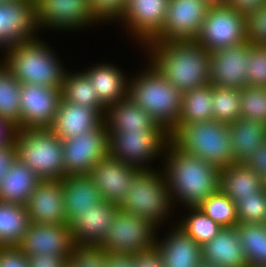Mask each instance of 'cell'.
Segmentation results:
<instances>
[{
    "label": "cell",
    "mask_w": 266,
    "mask_h": 267,
    "mask_svg": "<svg viewBox=\"0 0 266 267\" xmlns=\"http://www.w3.org/2000/svg\"><path fill=\"white\" fill-rule=\"evenodd\" d=\"M105 112L60 99L50 129L61 140H66L100 126Z\"/></svg>",
    "instance_id": "obj_22"
},
{
    "label": "cell",
    "mask_w": 266,
    "mask_h": 267,
    "mask_svg": "<svg viewBox=\"0 0 266 267\" xmlns=\"http://www.w3.org/2000/svg\"><path fill=\"white\" fill-rule=\"evenodd\" d=\"M213 119L230 124L240 118L239 90L212 86Z\"/></svg>",
    "instance_id": "obj_38"
},
{
    "label": "cell",
    "mask_w": 266,
    "mask_h": 267,
    "mask_svg": "<svg viewBox=\"0 0 266 267\" xmlns=\"http://www.w3.org/2000/svg\"><path fill=\"white\" fill-rule=\"evenodd\" d=\"M197 267H220V266L215 265L214 263H211V262H207L205 260H202Z\"/></svg>",
    "instance_id": "obj_55"
},
{
    "label": "cell",
    "mask_w": 266,
    "mask_h": 267,
    "mask_svg": "<svg viewBox=\"0 0 266 267\" xmlns=\"http://www.w3.org/2000/svg\"><path fill=\"white\" fill-rule=\"evenodd\" d=\"M163 240L156 241V249L164 267H197L202 259L201 246L179 226Z\"/></svg>",
    "instance_id": "obj_23"
},
{
    "label": "cell",
    "mask_w": 266,
    "mask_h": 267,
    "mask_svg": "<svg viewBox=\"0 0 266 267\" xmlns=\"http://www.w3.org/2000/svg\"><path fill=\"white\" fill-rule=\"evenodd\" d=\"M155 230L158 227L149 220L118 208L99 247L115 254L144 253L156 247Z\"/></svg>",
    "instance_id": "obj_9"
},
{
    "label": "cell",
    "mask_w": 266,
    "mask_h": 267,
    "mask_svg": "<svg viewBox=\"0 0 266 267\" xmlns=\"http://www.w3.org/2000/svg\"><path fill=\"white\" fill-rule=\"evenodd\" d=\"M118 205L102 201L79 215L69 224L74 244L79 246H99L107 234Z\"/></svg>",
    "instance_id": "obj_21"
},
{
    "label": "cell",
    "mask_w": 266,
    "mask_h": 267,
    "mask_svg": "<svg viewBox=\"0 0 266 267\" xmlns=\"http://www.w3.org/2000/svg\"><path fill=\"white\" fill-rule=\"evenodd\" d=\"M61 99V88L20 84V129L50 128Z\"/></svg>",
    "instance_id": "obj_14"
},
{
    "label": "cell",
    "mask_w": 266,
    "mask_h": 267,
    "mask_svg": "<svg viewBox=\"0 0 266 267\" xmlns=\"http://www.w3.org/2000/svg\"><path fill=\"white\" fill-rule=\"evenodd\" d=\"M189 215L180 220L177 226L183 229L191 238H193L200 246L211 241L222 229L218 223L214 222L200 208L187 207Z\"/></svg>",
    "instance_id": "obj_36"
},
{
    "label": "cell",
    "mask_w": 266,
    "mask_h": 267,
    "mask_svg": "<svg viewBox=\"0 0 266 267\" xmlns=\"http://www.w3.org/2000/svg\"><path fill=\"white\" fill-rule=\"evenodd\" d=\"M0 267H29L27 256L17 247H0Z\"/></svg>",
    "instance_id": "obj_45"
},
{
    "label": "cell",
    "mask_w": 266,
    "mask_h": 267,
    "mask_svg": "<svg viewBox=\"0 0 266 267\" xmlns=\"http://www.w3.org/2000/svg\"><path fill=\"white\" fill-rule=\"evenodd\" d=\"M263 5H266V0H229L228 5L232 10L244 16L257 11Z\"/></svg>",
    "instance_id": "obj_49"
},
{
    "label": "cell",
    "mask_w": 266,
    "mask_h": 267,
    "mask_svg": "<svg viewBox=\"0 0 266 267\" xmlns=\"http://www.w3.org/2000/svg\"><path fill=\"white\" fill-rule=\"evenodd\" d=\"M26 256L48 253L71 257L75 247L71 226L31 223L17 246Z\"/></svg>",
    "instance_id": "obj_17"
},
{
    "label": "cell",
    "mask_w": 266,
    "mask_h": 267,
    "mask_svg": "<svg viewBox=\"0 0 266 267\" xmlns=\"http://www.w3.org/2000/svg\"><path fill=\"white\" fill-rule=\"evenodd\" d=\"M38 28L75 30L98 21L93 17L88 0H34ZM91 23V24H90Z\"/></svg>",
    "instance_id": "obj_13"
},
{
    "label": "cell",
    "mask_w": 266,
    "mask_h": 267,
    "mask_svg": "<svg viewBox=\"0 0 266 267\" xmlns=\"http://www.w3.org/2000/svg\"><path fill=\"white\" fill-rule=\"evenodd\" d=\"M148 64L147 70L145 69L134 79L129 80L128 98L170 133L178 122L182 93L170 84L150 62Z\"/></svg>",
    "instance_id": "obj_3"
},
{
    "label": "cell",
    "mask_w": 266,
    "mask_h": 267,
    "mask_svg": "<svg viewBox=\"0 0 266 267\" xmlns=\"http://www.w3.org/2000/svg\"><path fill=\"white\" fill-rule=\"evenodd\" d=\"M93 17L99 22L121 20L126 0H88Z\"/></svg>",
    "instance_id": "obj_44"
},
{
    "label": "cell",
    "mask_w": 266,
    "mask_h": 267,
    "mask_svg": "<svg viewBox=\"0 0 266 267\" xmlns=\"http://www.w3.org/2000/svg\"><path fill=\"white\" fill-rule=\"evenodd\" d=\"M232 158L245 163L266 141V124L252 119L238 118L229 124Z\"/></svg>",
    "instance_id": "obj_27"
},
{
    "label": "cell",
    "mask_w": 266,
    "mask_h": 267,
    "mask_svg": "<svg viewBox=\"0 0 266 267\" xmlns=\"http://www.w3.org/2000/svg\"><path fill=\"white\" fill-rule=\"evenodd\" d=\"M107 252L99 246L75 245L70 263L73 267H106Z\"/></svg>",
    "instance_id": "obj_42"
},
{
    "label": "cell",
    "mask_w": 266,
    "mask_h": 267,
    "mask_svg": "<svg viewBox=\"0 0 266 267\" xmlns=\"http://www.w3.org/2000/svg\"><path fill=\"white\" fill-rule=\"evenodd\" d=\"M212 103V86L209 84L182 93L181 111L177 124L213 119Z\"/></svg>",
    "instance_id": "obj_32"
},
{
    "label": "cell",
    "mask_w": 266,
    "mask_h": 267,
    "mask_svg": "<svg viewBox=\"0 0 266 267\" xmlns=\"http://www.w3.org/2000/svg\"><path fill=\"white\" fill-rule=\"evenodd\" d=\"M211 7L213 6H226L229 0H205Z\"/></svg>",
    "instance_id": "obj_54"
},
{
    "label": "cell",
    "mask_w": 266,
    "mask_h": 267,
    "mask_svg": "<svg viewBox=\"0 0 266 267\" xmlns=\"http://www.w3.org/2000/svg\"><path fill=\"white\" fill-rule=\"evenodd\" d=\"M62 184L67 224H70L79 213L86 212L103 201L100 190L89 175L65 176Z\"/></svg>",
    "instance_id": "obj_25"
},
{
    "label": "cell",
    "mask_w": 266,
    "mask_h": 267,
    "mask_svg": "<svg viewBox=\"0 0 266 267\" xmlns=\"http://www.w3.org/2000/svg\"><path fill=\"white\" fill-rule=\"evenodd\" d=\"M168 3L169 0H126L125 14L120 21L146 45L162 31Z\"/></svg>",
    "instance_id": "obj_16"
},
{
    "label": "cell",
    "mask_w": 266,
    "mask_h": 267,
    "mask_svg": "<svg viewBox=\"0 0 266 267\" xmlns=\"http://www.w3.org/2000/svg\"><path fill=\"white\" fill-rule=\"evenodd\" d=\"M46 44L37 37L29 42L12 44L4 50L3 64L20 84L61 88L67 71Z\"/></svg>",
    "instance_id": "obj_4"
},
{
    "label": "cell",
    "mask_w": 266,
    "mask_h": 267,
    "mask_svg": "<svg viewBox=\"0 0 266 267\" xmlns=\"http://www.w3.org/2000/svg\"><path fill=\"white\" fill-rule=\"evenodd\" d=\"M169 140L181 151L198 156L209 164L223 169L234 162L229 124L214 119L177 124Z\"/></svg>",
    "instance_id": "obj_5"
},
{
    "label": "cell",
    "mask_w": 266,
    "mask_h": 267,
    "mask_svg": "<svg viewBox=\"0 0 266 267\" xmlns=\"http://www.w3.org/2000/svg\"><path fill=\"white\" fill-rule=\"evenodd\" d=\"M240 223L266 224V191L259 190L254 196L239 197L235 202Z\"/></svg>",
    "instance_id": "obj_40"
},
{
    "label": "cell",
    "mask_w": 266,
    "mask_h": 267,
    "mask_svg": "<svg viewBox=\"0 0 266 267\" xmlns=\"http://www.w3.org/2000/svg\"><path fill=\"white\" fill-rule=\"evenodd\" d=\"M3 4V49L37 39L34 0H8ZM34 35V36H33Z\"/></svg>",
    "instance_id": "obj_20"
},
{
    "label": "cell",
    "mask_w": 266,
    "mask_h": 267,
    "mask_svg": "<svg viewBox=\"0 0 266 267\" xmlns=\"http://www.w3.org/2000/svg\"><path fill=\"white\" fill-rule=\"evenodd\" d=\"M62 144L66 176L89 175L93 167L109 155V132L106 123L62 140Z\"/></svg>",
    "instance_id": "obj_10"
},
{
    "label": "cell",
    "mask_w": 266,
    "mask_h": 267,
    "mask_svg": "<svg viewBox=\"0 0 266 267\" xmlns=\"http://www.w3.org/2000/svg\"><path fill=\"white\" fill-rule=\"evenodd\" d=\"M141 170L131 167L109 155L101 159L89 176L100 190L104 201L119 205L129 191V185Z\"/></svg>",
    "instance_id": "obj_19"
},
{
    "label": "cell",
    "mask_w": 266,
    "mask_h": 267,
    "mask_svg": "<svg viewBox=\"0 0 266 267\" xmlns=\"http://www.w3.org/2000/svg\"><path fill=\"white\" fill-rule=\"evenodd\" d=\"M202 259L220 267H248L238 231L222 227L218 234L201 246Z\"/></svg>",
    "instance_id": "obj_24"
},
{
    "label": "cell",
    "mask_w": 266,
    "mask_h": 267,
    "mask_svg": "<svg viewBox=\"0 0 266 267\" xmlns=\"http://www.w3.org/2000/svg\"><path fill=\"white\" fill-rule=\"evenodd\" d=\"M264 189V179L244 163H233L220 169L219 191L233 202L239 197L254 196Z\"/></svg>",
    "instance_id": "obj_28"
},
{
    "label": "cell",
    "mask_w": 266,
    "mask_h": 267,
    "mask_svg": "<svg viewBox=\"0 0 266 267\" xmlns=\"http://www.w3.org/2000/svg\"><path fill=\"white\" fill-rule=\"evenodd\" d=\"M26 208L31 223L67 224L62 179L39 180L26 203Z\"/></svg>",
    "instance_id": "obj_18"
},
{
    "label": "cell",
    "mask_w": 266,
    "mask_h": 267,
    "mask_svg": "<svg viewBox=\"0 0 266 267\" xmlns=\"http://www.w3.org/2000/svg\"><path fill=\"white\" fill-rule=\"evenodd\" d=\"M236 229L248 267H266V224L239 222Z\"/></svg>",
    "instance_id": "obj_34"
},
{
    "label": "cell",
    "mask_w": 266,
    "mask_h": 267,
    "mask_svg": "<svg viewBox=\"0 0 266 267\" xmlns=\"http://www.w3.org/2000/svg\"><path fill=\"white\" fill-rule=\"evenodd\" d=\"M135 255L107 252L106 267H134Z\"/></svg>",
    "instance_id": "obj_52"
},
{
    "label": "cell",
    "mask_w": 266,
    "mask_h": 267,
    "mask_svg": "<svg viewBox=\"0 0 266 267\" xmlns=\"http://www.w3.org/2000/svg\"><path fill=\"white\" fill-rule=\"evenodd\" d=\"M264 189L266 191V178L264 179Z\"/></svg>",
    "instance_id": "obj_56"
},
{
    "label": "cell",
    "mask_w": 266,
    "mask_h": 267,
    "mask_svg": "<svg viewBox=\"0 0 266 267\" xmlns=\"http://www.w3.org/2000/svg\"><path fill=\"white\" fill-rule=\"evenodd\" d=\"M3 48V4H0V48Z\"/></svg>",
    "instance_id": "obj_53"
},
{
    "label": "cell",
    "mask_w": 266,
    "mask_h": 267,
    "mask_svg": "<svg viewBox=\"0 0 266 267\" xmlns=\"http://www.w3.org/2000/svg\"><path fill=\"white\" fill-rule=\"evenodd\" d=\"M17 130L14 124L0 117V147L14 143Z\"/></svg>",
    "instance_id": "obj_51"
},
{
    "label": "cell",
    "mask_w": 266,
    "mask_h": 267,
    "mask_svg": "<svg viewBox=\"0 0 266 267\" xmlns=\"http://www.w3.org/2000/svg\"><path fill=\"white\" fill-rule=\"evenodd\" d=\"M113 64H97L84 73L88 76L99 100L107 107L128 97L129 82Z\"/></svg>",
    "instance_id": "obj_26"
},
{
    "label": "cell",
    "mask_w": 266,
    "mask_h": 267,
    "mask_svg": "<svg viewBox=\"0 0 266 267\" xmlns=\"http://www.w3.org/2000/svg\"><path fill=\"white\" fill-rule=\"evenodd\" d=\"M240 118L266 124V88L245 86L239 90Z\"/></svg>",
    "instance_id": "obj_39"
},
{
    "label": "cell",
    "mask_w": 266,
    "mask_h": 267,
    "mask_svg": "<svg viewBox=\"0 0 266 267\" xmlns=\"http://www.w3.org/2000/svg\"><path fill=\"white\" fill-rule=\"evenodd\" d=\"M14 146L16 158L40 180L63 179L66 176L62 140L50 128L18 129Z\"/></svg>",
    "instance_id": "obj_6"
},
{
    "label": "cell",
    "mask_w": 266,
    "mask_h": 267,
    "mask_svg": "<svg viewBox=\"0 0 266 267\" xmlns=\"http://www.w3.org/2000/svg\"><path fill=\"white\" fill-rule=\"evenodd\" d=\"M250 47L244 42L211 52L208 84L237 90L247 86Z\"/></svg>",
    "instance_id": "obj_15"
},
{
    "label": "cell",
    "mask_w": 266,
    "mask_h": 267,
    "mask_svg": "<svg viewBox=\"0 0 266 267\" xmlns=\"http://www.w3.org/2000/svg\"><path fill=\"white\" fill-rule=\"evenodd\" d=\"M145 47L150 64L181 93L208 84L211 52L196 41L148 42Z\"/></svg>",
    "instance_id": "obj_1"
},
{
    "label": "cell",
    "mask_w": 266,
    "mask_h": 267,
    "mask_svg": "<svg viewBox=\"0 0 266 267\" xmlns=\"http://www.w3.org/2000/svg\"><path fill=\"white\" fill-rule=\"evenodd\" d=\"M30 224L26 205L0 201V247L18 246Z\"/></svg>",
    "instance_id": "obj_31"
},
{
    "label": "cell",
    "mask_w": 266,
    "mask_h": 267,
    "mask_svg": "<svg viewBox=\"0 0 266 267\" xmlns=\"http://www.w3.org/2000/svg\"><path fill=\"white\" fill-rule=\"evenodd\" d=\"M16 159L14 143L0 147V181Z\"/></svg>",
    "instance_id": "obj_50"
},
{
    "label": "cell",
    "mask_w": 266,
    "mask_h": 267,
    "mask_svg": "<svg viewBox=\"0 0 266 267\" xmlns=\"http://www.w3.org/2000/svg\"><path fill=\"white\" fill-rule=\"evenodd\" d=\"M207 216L222 227H235L239 223L236 204L220 191L198 205Z\"/></svg>",
    "instance_id": "obj_37"
},
{
    "label": "cell",
    "mask_w": 266,
    "mask_h": 267,
    "mask_svg": "<svg viewBox=\"0 0 266 267\" xmlns=\"http://www.w3.org/2000/svg\"><path fill=\"white\" fill-rule=\"evenodd\" d=\"M66 267H73V265L69 262V264Z\"/></svg>",
    "instance_id": "obj_57"
},
{
    "label": "cell",
    "mask_w": 266,
    "mask_h": 267,
    "mask_svg": "<svg viewBox=\"0 0 266 267\" xmlns=\"http://www.w3.org/2000/svg\"><path fill=\"white\" fill-rule=\"evenodd\" d=\"M20 82L0 61V117L20 129Z\"/></svg>",
    "instance_id": "obj_35"
},
{
    "label": "cell",
    "mask_w": 266,
    "mask_h": 267,
    "mask_svg": "<svg viewBox=\"0 0 266 267\" xmlns=\"http://www.w3.org/2000/svg\"><path fill=\"white\" fill-rule=\"evenodd\" d=\"M40 179L17 158L0 181V201L26 205Z\"/></svg>",
    "instance_id": "obj_30"
},
{
    "label": "cell",
    "mask_w": 266,
    "mask_h": 267,
    "mask_svg": "<svg viewBox=\"0 0 266 267\" xmlns=\"http://www.w3.org/2000/svg\"><path fill=\"white\" fill-rule=\"evenodd\" d=\"M104 122L108 132L125 129H164L128 97L106 107Z\"/></svg>",
    "instance_id": "obj_29"
},
{
    "label": "cell",
    "mask_w": 266,
    "mask_h": 267,
    "mask_svg": "<svg viewBox=\"0 0 266 267\" xmlns=\"http://www.w3.org/2000/svg\"><path fill=\"white\" fill-rule=\"evenodd\" d=\"M244 164L248 168L256 171L263 179L266 178V141L258 147L255 153Z\"/></svg>",
    "instance_id": "obj_47"
},
{
    "label": "cell",
    "mask_w": 266,
    "mask_h": 267,
    "mask_svg": "<svg viewBox=\"0 0 266 267\" xmlns=\"http://www.w3.org/2000/svg\"><path fill=\"white\" fill-rule=\"evenodd\" d=\"M168 142L169 133L165 129L117 130L109 132V156L141 171H149L148 161H154L152 159L160 154L163 156L161 152Z\"/></svg>",
    "instance_id": "obj_8"
},
{
    "label": "cell",
    "mask_w": 266,
    "mask_h": 267,
    "mask_svg": "<svg viewBox=\"0 0 266 267\" xmlns=\"http://www.w3.org/2000/svg\"><path fill=\"white\" fill-rule=\"evenodd\" d=\"M164 154H167L164 162L166 167L162 173L169 184L173 204L181 201L187 207H197L219 191V168L179 150L170 140Z\"/></svg>",
    "instance_id": "obj_2"
},
{
    "label": "cell",
    "mask_w": 266,
    "mask_h": 267,
    "mask_svg": "<svg viewBox=\"0 0 266 267\" xmlns=\"http://www.w3.org/2000/svg\"><path fill=\"white\" fill-rule=\"evenodd\" d=\"M134 267H164L163 259L155 248L135 255Z\"/></svg>",
    "instance_id": "obj_48"
},
{
    "label": "cell",
    "mask_w": 266,
    "mask_h": 267,
    "mask_svg": "<svg viewBox=\"0 0 266 267\" xmlns=\"http://www.w3.org/2000/svg\"><path fill=\"white\" fill-rule=\"evenodd\" d=\"M158 171H141L118 205L120 209L149 220L155 226H160L161 221L167 219L174 205L166 177Z\"/></svg>",
    "instance_id": "obj_7"
},
{
    "label": "cell",
    "mask_w": 266,
    "mask_h": 267,
    "mask_svg": "<svg viewBox=\"0 0 266 267\" xmlns=\"http://www.w3.org/2000/svg\"><path fill=\"white\" fill-rule=\"evenodd\" d=\"M248 63L247 86L266 88V46L251 44Z\"/></svg>",
    "instance_id": "obj_41"
},
{
    "label": "cell",
    "mask_w": 266,
    "mask_h": 267,
    "mask_svg": "<svg viewBox=\"0 0 266 267\" xmlns=\"http://www.w3.org/2000/svg\"><path fill=\"white\" fill-rule=\"evenodd\" d=\"M245 16L229 6L210 7L196 42L209 52L246 42Z\"/></svg>",
    "instance_id": "obj_11"
},
{
    "label": "cell",
    "mask_w": 266,
    "mask_h": 267,
    "mask_svg": "<svg viewBox=\"0 0 266 267\" xmlns=\"http://www.w3.org/2000/svg\"><path fill=\"white\" fill-rule=\"evenodd\" d=\"M61 99L95 110H106L99 100L88 76L83 72L65 73L61 86Z\"/></svg>",
    "instance_id": "obj_33"
},
{
    "label": "cell",
    "mask_w": 266,
    "mask_h": 267,
    "mask_svg": "<svg viewBox=\"0 0 266 267\" xmlns=\"http://www.w3.org/2000/svg\"><path fill=\"white\" fill-rule=\"evenodd\" d=\"M245 26L246 42L266 46V5L246 15Z\"/></svg>",
    "instance_id": "obj_43"
},
{
    "label": "cell",
    "mask_w": 266,
    "mask_h": 267,
    "mask_svg": "<svg viewBox=\"0 0 266 267\" xmlns=\"http://www.w3.org/2000/svg\"><path fill=\"white\" fill-rule=\"evenodd\" d=\"M70 258L48 253L27 256L29 267H66Z\"/></svg>",
    "instance_id": "obj_46"
},
{
    "label": "cell",
    "mask_w": 266,
    "mask_h": 267,
    "mask_svg": "<svg viewBox=\"0 0 266 267\" xmlns=\"http://www.w3.org/2000/svg\"><path fill=\"white\" fill-rule=\"evenodd\" d=\"M211 6L205 0H169L162 31L151 41H195Z\"/></svg>",
    "instance_id": "obj_12"
}]
</instances>
